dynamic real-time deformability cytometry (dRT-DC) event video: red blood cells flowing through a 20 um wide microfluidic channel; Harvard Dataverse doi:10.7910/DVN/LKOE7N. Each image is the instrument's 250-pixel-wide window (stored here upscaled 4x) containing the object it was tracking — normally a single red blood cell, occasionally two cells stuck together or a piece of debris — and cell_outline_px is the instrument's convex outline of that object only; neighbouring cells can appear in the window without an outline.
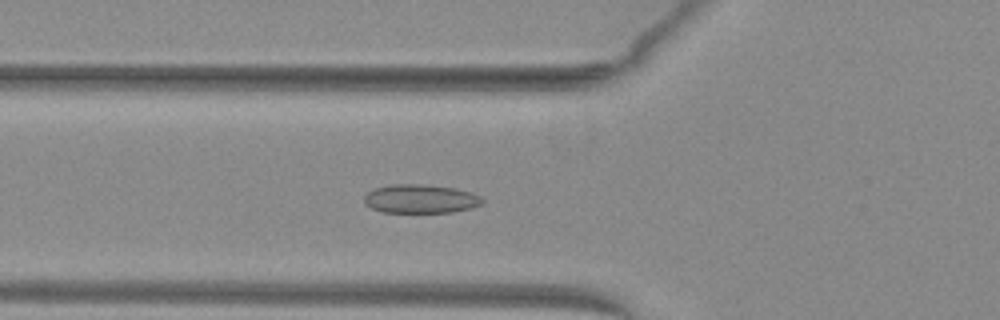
{"species": "common noctule bat (a hibernating species)", "species_latin": "Nyctalus noctula", "temperature_condition": "warm", "stored_images_in_passage": 34, "camera_frame_rate_fps": 3000, "um_per_image_px": 0.085, "animal": {"sex": "female", "body_mass_g": 29.2, "forearm_length_mm": 56.3}, "frame": {"image": 1, "passage_image": 19, "time_ms": 6.0, "image_size_px": [1000, 320], "cell_outline_px": [[484, 200], [480, 204], [472, 208], [452, 212], [380, 212], [364, 204], [364, 196], [372, 188], [392, 184], [424, 184], [456, 188], [472, 192], [480, 196]], "centroid_in_image_um": [35.72, 16.89], "position_along_channel_um": 90.1, "area_um2": 20.0}}
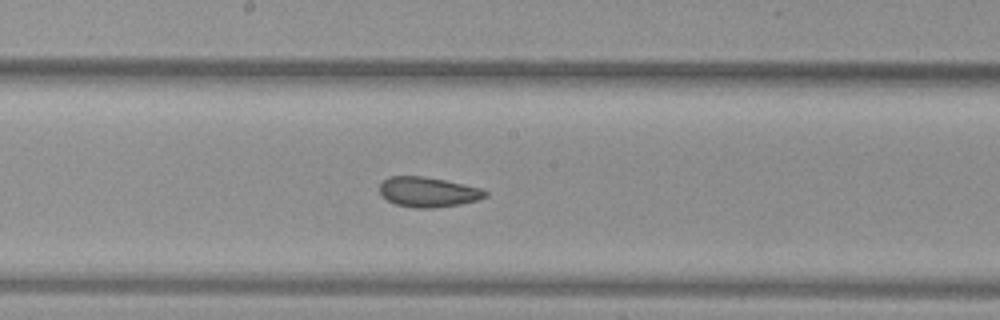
{"frame": {"image": 2, "passage_image": 28, "time_ms": 9.0, "image_size_px": [1000, 320], "cell_outline_px": [[488, 196], [476, 200], [460, 204], [432, 208], [412, 208], [396, 204], [380, 196], [380, 180], [388, 176], [424, 176], [444, 180], [480, 188], [488, 192]], "centroid_in_image_um": [36.33, 16.32], "position_along_channel_um": 211.9, "area_um2": 18.55}}
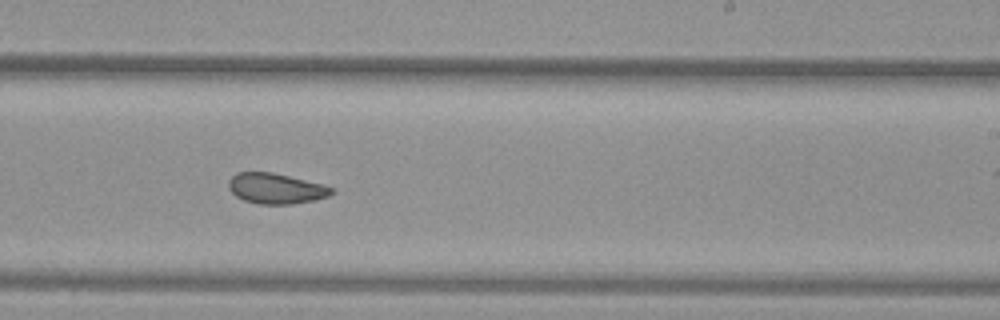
{"frame": {"image": 3, "passage_image": 32, "time_ms": 10.333, "image_size_px": [1000, 320], "cell_outline_px": [[336, 192], [328, 196], [316, 200], [292, 204], [260, 204], [244, 200], [236, 196], [228, 188], [228, 180], [236, 172], [272, 172], [324, 184], [336, 188]], "centroid_in_image_um": [23.49, 16.02], "position_along_channel_um": 265.5, "area_um2": 18.55}}